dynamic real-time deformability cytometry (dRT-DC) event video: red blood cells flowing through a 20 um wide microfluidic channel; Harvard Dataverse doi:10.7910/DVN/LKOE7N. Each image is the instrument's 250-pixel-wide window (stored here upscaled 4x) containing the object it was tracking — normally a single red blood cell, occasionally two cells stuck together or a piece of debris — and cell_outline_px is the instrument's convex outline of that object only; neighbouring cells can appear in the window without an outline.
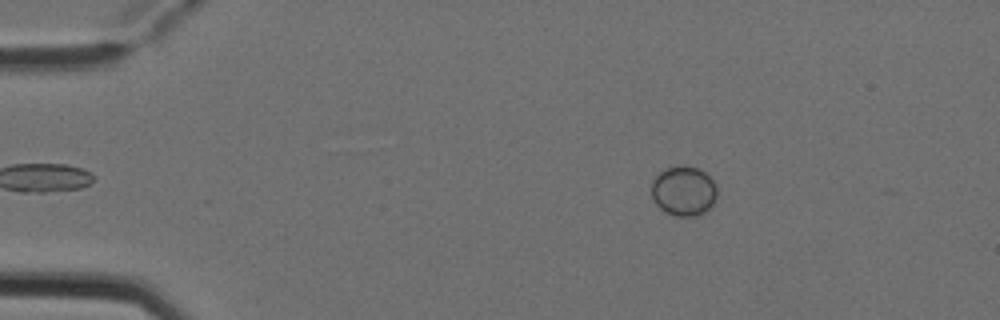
{"species": "Egyptian fruit bat (a non-hibernating species)", "species_latin": "Rousettus aegyptiacus", "temperature_condition": "cold", "stored_images_in_passage": 3, "camera_frame_rate_fps": 3000, "um_per_image_px": 0.085, "animal": {"sex": "female"}, "frame": {"image": 1, "passage_image": 1, "time_ms": 0.0, "image_size_px": [1000, 320], "cell_outline_px": [[716, 196], [712, 204], [704, 212], [692, 216], [676, 216], [660, 208], [656, 204], [652, 196], [652, 180], [660, 172], [668, 168], [700, 168], [716, 184]], "centroid_in_image_um": [58.11, 16.26], "position_along_channel_um": 26.9, "area_um2": 18.38}}
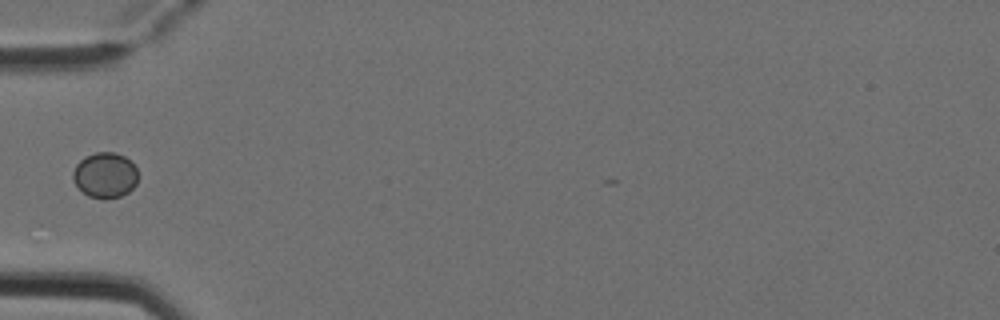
{"frame": {"image": 2, "passage_image": 3, "time_ms": 0.667, "image_size_px": [1000, 320], "cell_outline_px": [[136, 184], [128, 192], [120, 196], [104, 200], [88, 196], [72, 180], [72, 172], [76, 164], [84, 156], [96, 152], [116, 152], [124, 156], [136, 168]], "centroid_in_image_um": [8.9, 14.89], "position_along_channel_um": 76.1, "area_um2": 17.22}}